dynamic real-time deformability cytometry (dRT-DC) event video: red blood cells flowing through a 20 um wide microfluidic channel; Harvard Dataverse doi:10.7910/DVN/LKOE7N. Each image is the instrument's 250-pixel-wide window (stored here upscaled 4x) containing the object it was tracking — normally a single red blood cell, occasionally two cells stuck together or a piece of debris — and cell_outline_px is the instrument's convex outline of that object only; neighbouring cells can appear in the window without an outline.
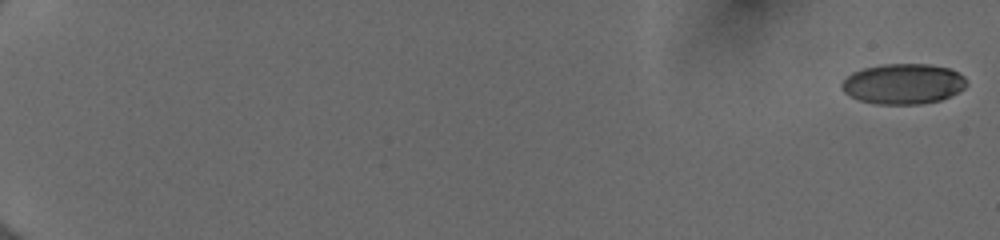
{"species": "human", "species_latin": "Homo sapiens", "temperature_condition": "cold", "stored_images_in_passage": 55, "camera_frame_rate_fps": 3000, "um_per_image_px": 0.085, "donor": {"sex": "female"}, "frame": {"image": 1, "passage_image": 1, "time_ms": 0.0, "image_size_px": [1000, 240], "cell_outline_px": [[968, 84], [964, 88], [940, 100], [920, 104], [876, 104], [860, 100], [844, 92], [840, 84], [852, 72], [864, 68], [884, 64], [928, 64], [948, 68], [964, 76]], "centroid_in_image_um": [76.77, 7.12], "position_along_channel_um": 8.2, "area_um2": 29.13}}
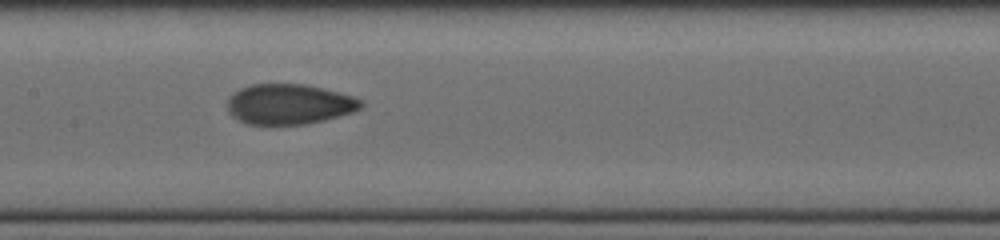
{"frame": {"image": 2, "passage_image": 31, "time_ms": 10.0, "image_size_px": [1000, 240], "cell_outline_px": [[364, 104], [360, 108], [352, 112], [324, 120], [304, 124], [248, 124], [232, 116], [228, 112], [228, 100], [240, 88], [252, 84], [308, 84], [352, 96], [364, 100]], "centroid_in_image_um": [24.6, 8.85], "position_along_channel_um": 182.8, "area_um2": 31.15}}
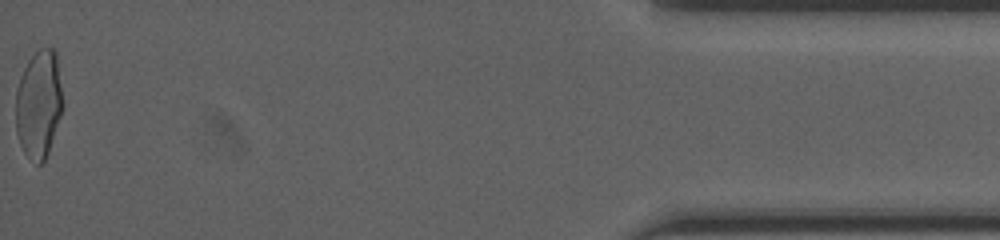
{"frame": {"image": 3, "passage_image": 55, "time_ms": 18.0, "image_size_px": [1000, 240], "cell_outline_px": [[64, 108], [48, 152], [44, 160], [40, 164], [36, 164], [24, 152], [20, 144], [16, 132], [16, 88], [20, 76], [28, 60], [40, 48], [52, 48], [56, 52], [64, 104]], "centroid_in_image_um": [3.31, 8.85], "position_along_channel_um": 431.9, "area_um2": 29.82}, "authors_computed_cell_mechanics": {"area_um2": 30.4606, "velocity_mm_per_s": 4.0138, "shape_relaxation_time_tau1_ms": null, "shape_relaxation_time_tau2_ms": 1.0458, "deformation_change_tau1": null, "deformation_change_tau2": 0.0616}}